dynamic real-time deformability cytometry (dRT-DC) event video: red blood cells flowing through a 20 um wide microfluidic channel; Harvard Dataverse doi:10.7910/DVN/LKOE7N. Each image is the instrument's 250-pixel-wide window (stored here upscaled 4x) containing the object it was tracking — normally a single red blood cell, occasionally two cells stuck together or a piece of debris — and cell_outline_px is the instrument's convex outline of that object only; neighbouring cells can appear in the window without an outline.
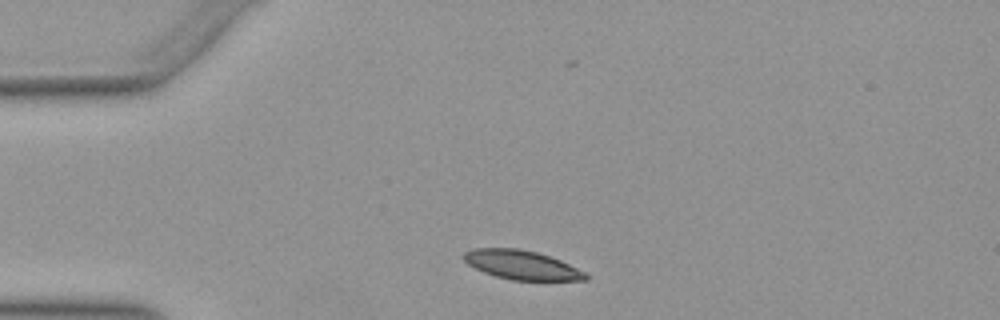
{"species": "Egyptian fruit bat (a non-hibernating species)", "species_latin": "Rousettus aegyptiacus", "temperature_condition": "warm", "stored_images_in_passage": 34, "camera_frame_rate_fps": 3000, "um_per_image_px": 0.085, "animal": {"sex": "female"}, "frame": {"image": 1, "passage_image": 2, "time_ms": 0.333, "image_size_px": [1000, 320], "cell_outline_px": [[588, 280], [512, 280], [496, 276], [484, 272], [468, 264], [460, 256], [464, 252], [472, 248], [520, 248], [536, 252], [560, 260], [588, 272]], "centroid_in_image_um": [44.35, 22.51], "position_along_channel_um": 40.7, "area_um2": 20.75}}
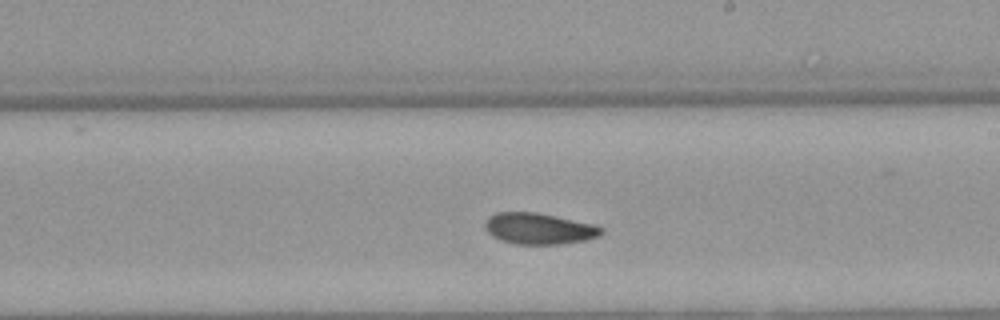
{"frame": {"image": 2, "passage_image": 20, "time_ms": 6.333, "image_size_px": [1000, 320], "cell_outline_px": [[604, 232], [600, 236], [584, 240], [560, 244], [516, 244], [500, 240], [492, 236], [488, 232], [484, 224], [488, 216], [496, 212], [536, 212], [596, 224], [604, 228]], "centroid_in_image_um": [45.83, 19.42], "position_along_channel_um": 243.2, "area_um2": 21.33}}
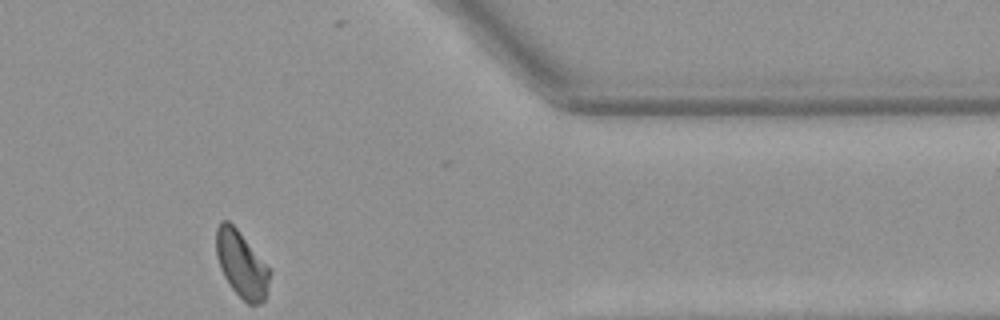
{"frame": {"image": 3, "passage_image": 33, "time_ms": 10.667, "image_size_px": [1000, 320], "cell_outline_px": [[272, 272], [264, 300], [260, 304], [248, 304], [232, 288], [224, 276], [220, 268], [216, 256], [216, 228], [220, 220], [228, 220], [236, 228]], "centroid_in_image_um": [20.51, 22.46], "position_along_channel_um": 390.9, "area_um2": 20.4}, "authors_computed_cell_mechanics": {"area_um2": 21.3282, "velocity_mm_per_s": 3.9081, "shape_relaxation_time_tau1_ms": 7.8225, "shape_relaxation_time_tau2_ms": 5.817, "deformation_change_tau1": 0.1527, "deformation_change_tau2": 0.1093}}